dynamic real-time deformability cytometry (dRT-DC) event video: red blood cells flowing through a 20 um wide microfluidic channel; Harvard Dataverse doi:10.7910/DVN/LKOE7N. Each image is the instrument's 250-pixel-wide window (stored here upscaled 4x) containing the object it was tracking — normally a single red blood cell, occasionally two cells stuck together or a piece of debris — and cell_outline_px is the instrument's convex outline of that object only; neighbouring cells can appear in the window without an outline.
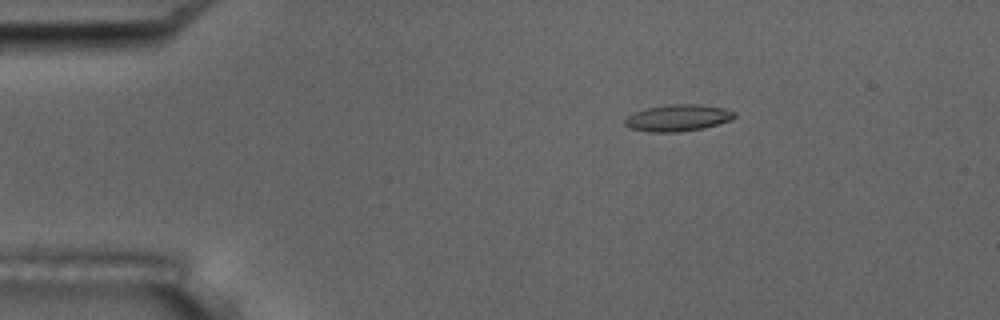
{"species": "common noctule bat (a hibernating species)", "species_latin": "Nyctalus noctula", "temperature_condition": "room temperature", "stored_images_in_passage": 3, "camera_frame_rate_fps": 3000, "um_per_image_px": 0.085, "animal": {"sex": "male", "body_mass_g": 17.5, "forearm_length_mm": 52.3}, "frame": {"image": 1, "passage_image": 1, "time_ms": 0.0, "image_size_px": [1000, 320], "cell_outline_px": [[736, 116], [728, 120], [704, 128], [680, 132], [652, 132], [628, 128], [624, 124], [624, 120], [628, 116], [636, 112], [648, 108], [668, 104], [700, 104], [724, 108], [736, 112]], "centroid_in_image_um": [57.61, 10.02], "position_along_channel_um": 27.4, "area_um2": 16.94}}
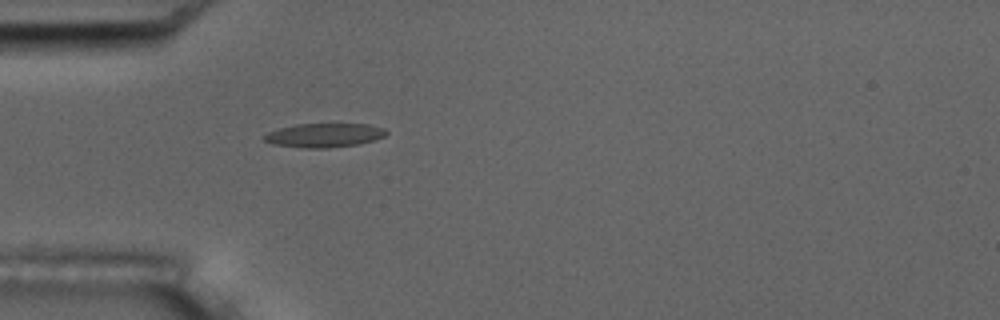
{"frame": {"image": 2, "passage_image": 3, "time_ms": 2.333, "image_size_px": [1000, 320], "cell_outline_px": [[388, 132], [384, 136], [360, 144], [328, 148], [304, 148], [272, 144], [264, 140], [260, 136], [268, 132], [280, 128], [296, 124], [368, 124], [384, 128]], "centroid_in_image_um": [27.53, 11.5], "position_along_channel_um": 57.5, "area_um2": 17.11}}